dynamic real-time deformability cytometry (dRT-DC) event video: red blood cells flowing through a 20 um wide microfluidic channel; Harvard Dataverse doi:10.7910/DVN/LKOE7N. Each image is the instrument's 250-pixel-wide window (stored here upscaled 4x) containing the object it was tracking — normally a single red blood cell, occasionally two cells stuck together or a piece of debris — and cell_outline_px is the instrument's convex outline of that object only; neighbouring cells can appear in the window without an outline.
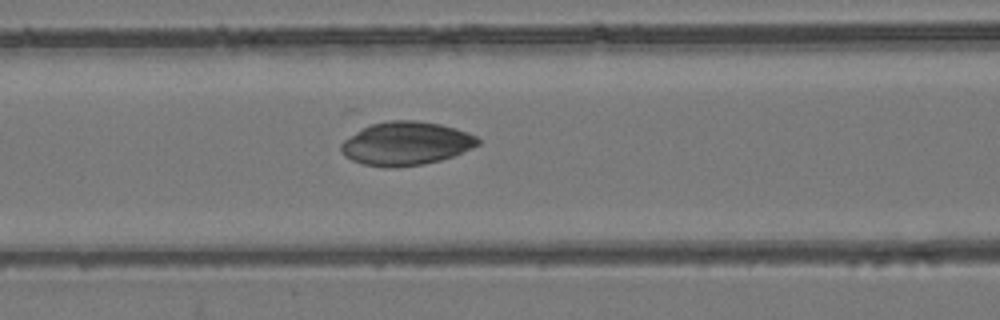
{"species": "common noctule bat (a hibernating species)", "species_latin": "Nyctalus noctula", "temperature_condition": "room temperature", "stored_images_in_passage": 8, "camera_frame_rate_fps": 3000, "um_per_image_px": 0.085, "animal": {"sex": "female", "body_mass_g": 24.6, "forearm_length_mm": 56.2}, "frame": {"image": 1, "passage_image": 8, "time_ms": 10.333, "image_size_px": [1000, 320], "cell_outline_px": [[480, 144], [472, 148], [452, 156], [440, 160], [420, 164], [396, 168], [384, 168], [364, 164], [352, 160], [344, 156], [340, 148], [340, 144], [344, 140], [356, 132], [372, 124], [388, 120], [416, 120], [440, 124], [456, 128], [468, 132], [476, 136], [480, 140]], "centroid_in_image_um": [34.51, 12.2], "position_along_channel_um": 132.1, "area_um2": 34.62}}